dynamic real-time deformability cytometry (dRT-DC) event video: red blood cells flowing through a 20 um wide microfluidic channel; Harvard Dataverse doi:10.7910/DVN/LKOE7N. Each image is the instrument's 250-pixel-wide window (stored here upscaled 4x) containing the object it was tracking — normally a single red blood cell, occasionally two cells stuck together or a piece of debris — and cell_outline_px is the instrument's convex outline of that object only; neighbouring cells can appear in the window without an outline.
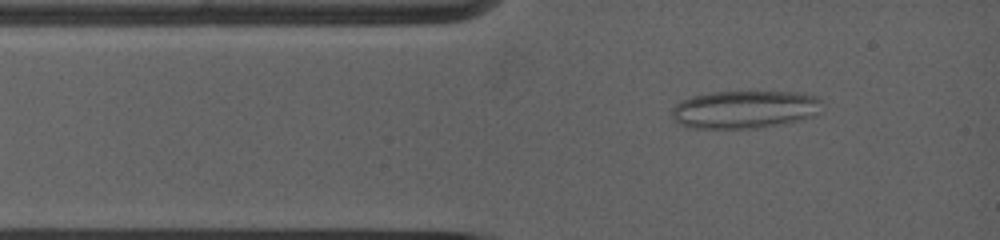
{"species": "common noctule bat (a hibernating species)", "species_latin": "Nyctalus noctula", "temperature_condition": "warm", "stored_images_in_passage": 21, "camera_frame_rate_fps": 5000, "um_per_image_px": 0.085, "animal": {"sex": "female", "body_mass_g": 19.0, "forearm_length_mm": 53.3}, "frame": {"image": 1, "passage_image": 3, "time_ms": 0.8, "image_size_px": [1000, 240], "cell_outline_px": [[820, 100], [816, 116], [784, 124], [756, 128], [688, 128], [672, 120], [672, 108], [680, 100], [692, 96], [712, 92], [796, 92], [816, 96]], "centroid_in_image_um": [63.25, 9.31], "position_along_channel_um": 21.8, "area_um2": 33.23}}
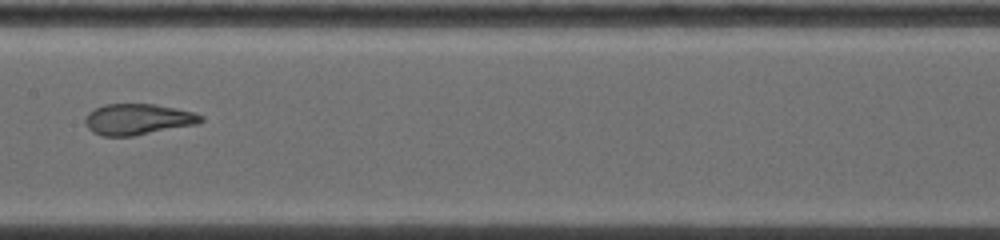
{"frame": {"image": 2, "passage_image": 15, "time_ms": 5.6, "image_size_px": [1000, 240], "cell_outline_px": [[204, 120], [196, 124], [132, 136], [104, 136], [92, 132], [84, 124], [84, 120], [88, 112], [104, 104], [156, 104], [196, 112], [204, 116]], "centroid_in_image_um": [11.71, 10.13], "position_along_channel_um": 195.7, "area_um2": 20.98}}
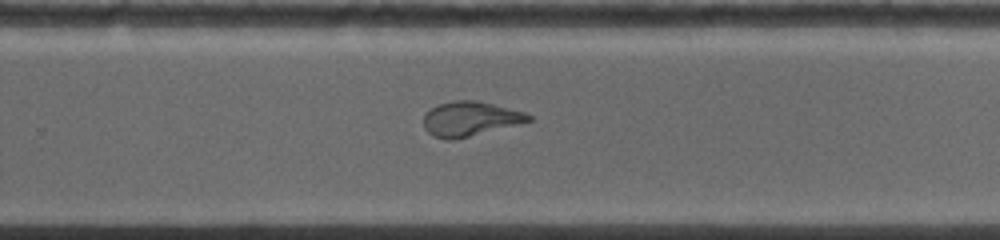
{"frame": {"image": 3, "passage_image": 21, "time_ms": 8.0, "image_size_px": [1000, 240], "cell_outline_px": [[532, 120], [452, 140], [444, 140], [432, 136], [424, 128], [424, 116], [432, 108], [440, 104], [456, 100], [476, 100], [524, 112], [532, 116]], "centroid_in_image_um": [39.92, 10.1], "position_along_channel_um": 289.9, "area_um2": 20.63}}